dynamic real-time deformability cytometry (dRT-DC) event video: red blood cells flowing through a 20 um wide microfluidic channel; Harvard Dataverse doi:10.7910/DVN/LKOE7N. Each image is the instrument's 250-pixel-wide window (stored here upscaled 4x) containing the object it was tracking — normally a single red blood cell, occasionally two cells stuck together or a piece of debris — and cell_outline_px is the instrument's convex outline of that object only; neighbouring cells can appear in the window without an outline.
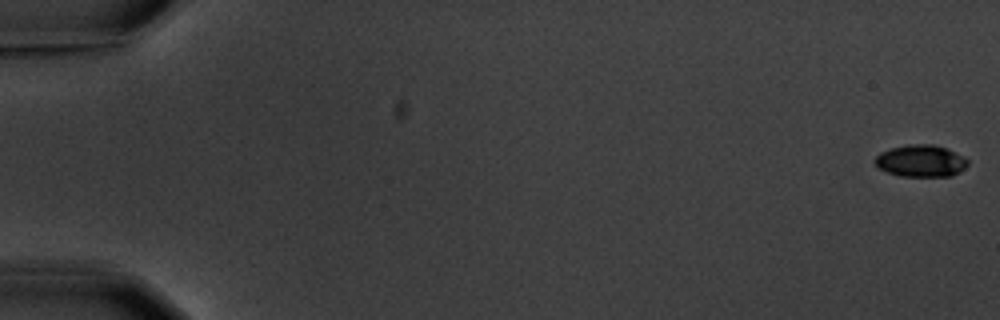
{"species": "common noctule bat (a hibernating species)", "species_latin": "Nyctalus noctula", "temperature_condition": "warm", "stored_images_in_passage": 6, "camera_frame_rate_fps": 3000, "um_per_image_px": 0.085, "animal": {"sex": "male", "body_mass_g": 20.1, "forearm_length_mm": 53.5}, "frame": {"image": 1, "passage_image": 1, "time_ms": 0.0, "image_size_px": [1000, 320], "cell_outline_px": [[968, 164], [964, 168], [952, 176], [900, 176], [876, 168], [872, 160], [880, 152], [892, 148], [908, 144], [932, 144], [948, 148], [964, 156], [968, 160]], "centroid_in_image_um": [78.25, 13.67], "position_along_channel_um": 6.8, "area_um2": 17.51}}
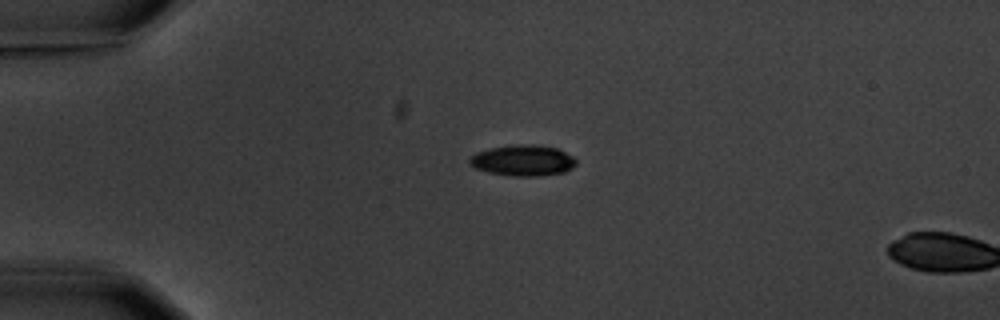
{"frame": {"image": 2, "passage_image": 5, "time_ms": 4.667, "image_size_px": [1000, 320], "cell_outline_px": [[576, 164], [572, 168], [564, 172], [536, 176], [516, 176], [488, 172], [476, 168], [468, 164], [468, 160], [476, 152], [492, 148], [520, 144], [536, 144], [556, 148], [572, 156], [576, 160]], "centroid_in_image_um": [44.45, 13.63], "position_along_channel_um": 40.6, "area_um2": 19.02}}